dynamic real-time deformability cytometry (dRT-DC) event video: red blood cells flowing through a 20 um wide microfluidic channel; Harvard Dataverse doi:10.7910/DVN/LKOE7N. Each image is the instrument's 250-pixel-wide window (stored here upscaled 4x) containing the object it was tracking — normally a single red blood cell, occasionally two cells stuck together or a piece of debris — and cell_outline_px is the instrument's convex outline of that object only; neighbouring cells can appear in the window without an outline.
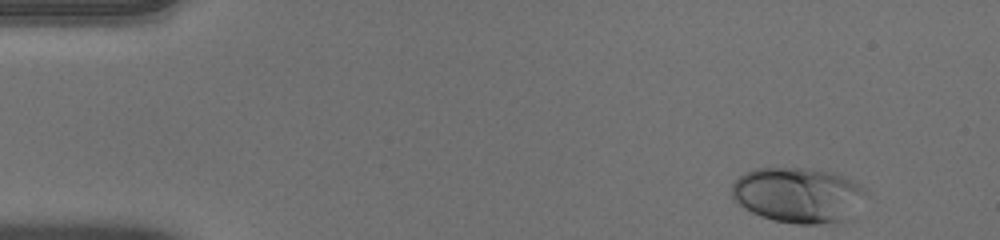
{"species": "human", "species_latin": "Homo sapiens", "temperature_condition": "warm", "stored_images_in_passage": 48, "camera_frame_rate_fps": 3000, "um_per_image_px": 0.085, "donor": {"sex": "male"}, "frame": {"image": 1, "passage_image": 1, "time_ms": 0.0, "image_size_px": [1000, 240], "cell_outline_px": [[868, 192], [856, 220], [840, 224], [796, 224], [772, 220], [760, 216], [744, 208], [732, 200], [732, 184], [744, 172], [756, 168], [804, 168], [832, 172], [844, 176], [860, 184]], "centroid_in_image_um": [67.96, 16.63], "position_along_channel_um": 17.0, "area_um2": 44.74}}
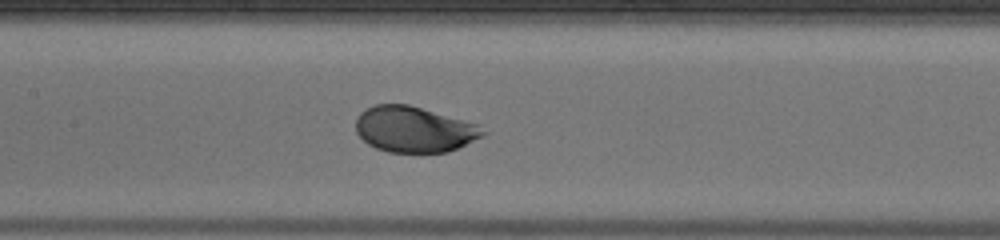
{"frame": {"image": 2, "passage_image": 21, "time_ms": 6.667, "image_size_px": [1000, 240], "cell_outline_px": [[488, 132], [484, 136], [448, 152], [388, 152], [376, 148], [368, 144], [356, 132], [356, 120], [360, 112], [376, 104], [408, 104], [476, 124]], "centroid_in_image_um": [35.19, 11.0], "position_along_channel_um": 172.2, "area_um2": 33.64}}
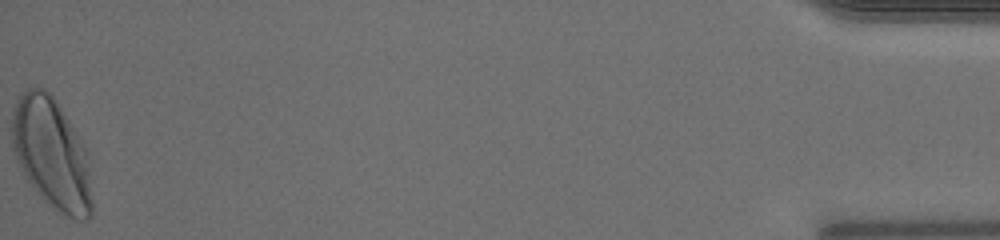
{"frame": {"image": 3, "passage_image": 48, "time_ms": 15.667, "image_size_px": [1000, 240], "cell_outline_px": [[92, 216], [84, 220], [80, 220], [64, 216], [52, 208], [40, 196], [24, 176], [16, 160], [12, 148], [12, 108], [20, 92], [28, 88], [44, 88], [56, 100], [84, 144], [88, 152], [92, 200]], "centroid_in_image_um": [4.38, 13.07], "position_along_channel_um": 430.8, "area_um2": 52.37}, "authors_computed_cell_mechanics": {"area_um2": 36.5874, "velocity_mm_per_s": 3.9677, "shape_relaxation_time_tau1_ms": 1.9286, "shape_relaxation_time_tau2_ms": null, "deformation_change_tau1": 0.1378, "deformation_change_tau2": null}}